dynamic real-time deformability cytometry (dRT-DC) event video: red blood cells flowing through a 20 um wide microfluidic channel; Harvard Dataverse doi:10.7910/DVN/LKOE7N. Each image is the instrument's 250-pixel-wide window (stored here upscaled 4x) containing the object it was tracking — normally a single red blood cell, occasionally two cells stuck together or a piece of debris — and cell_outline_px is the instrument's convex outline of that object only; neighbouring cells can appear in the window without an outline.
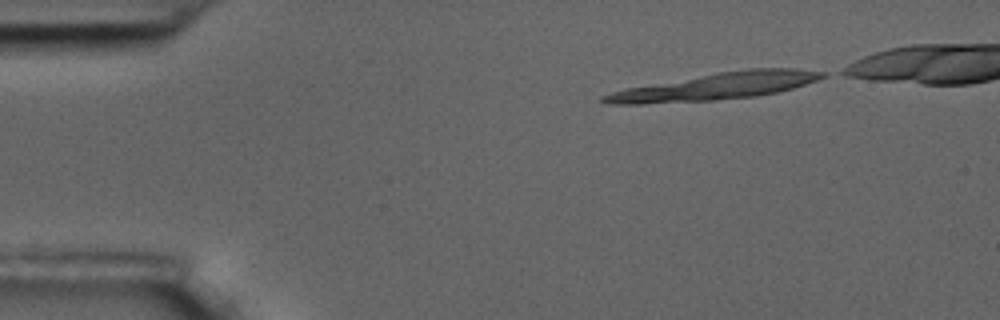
{"species": "common noctule bat (a hibernating species)", "species_latin": "Nyctalus noctula", "temperature_condition": "room temperature", "stored_images_in_passage": 36, "camera_frame_rate_fps": 3000, "um_per_image_px": 0.085, "animal": {"sex": "male", "body_mass_g": 17.5, "forearm_length_mm": 52.3}, "frame": {"image": 1, "passage_image": 1, "time_ms": 0.0, "image_size_px": [1000, 320], "cell_outline_px": [[828, 76], [792, 88], [776, 92], [756, 96], [716, 100], [640, 104], [608, 104], [600, 100], [600, 96], [624, 88], [716, 72], [748, 68], [796, 68], [828, 72]], "centroid_in_image_um": [60.82, 7.33], "position_along_channel_um": 24.2, "area_um2": 34.51}}